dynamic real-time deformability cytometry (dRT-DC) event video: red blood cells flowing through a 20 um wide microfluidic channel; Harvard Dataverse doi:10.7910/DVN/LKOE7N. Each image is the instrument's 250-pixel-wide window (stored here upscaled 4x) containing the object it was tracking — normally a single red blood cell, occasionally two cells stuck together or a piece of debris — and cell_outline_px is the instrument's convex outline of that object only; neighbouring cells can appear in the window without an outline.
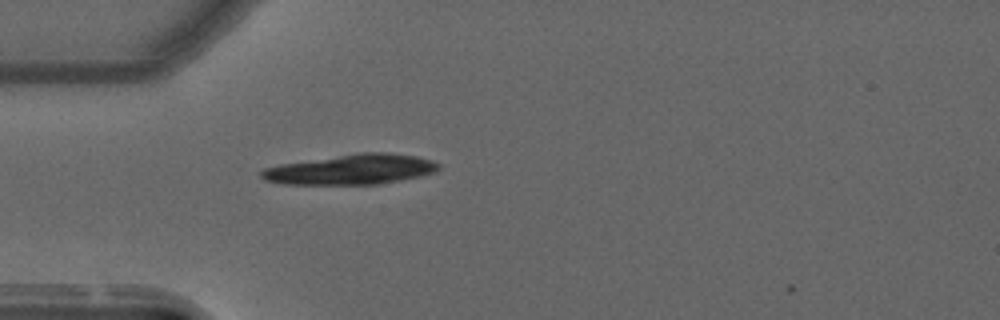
{"species": "common noctule bat (a hibernating species)", "species_latin": "Nyctalus noctula", "temperature_condition": "warm", "stored_images_in_passage": 2, "camera_frame_rate_fps": 3000, "um_per_image_px": 0.085, "animal": {"sex": "male", "forearm_length_mm": 52.5}, "frame": {"image": 1, "passage_image": 1, "time_ms": 0.0, "image_size_px": [1000, 320], "cell_outline_px": [[440, 168], [436, 172], [420, 176], [380, 184], [284, 184], [264, 180], [260, 176], [260, 172], [264, 168], [280, 164], [360, 152], [388, 152], [416, 156], [432, 160], [440, 164]], "centroid_in_image_um": [29.87, 14.4], "position_along_channel_um": 55.1, "area_um2": 31.15}}